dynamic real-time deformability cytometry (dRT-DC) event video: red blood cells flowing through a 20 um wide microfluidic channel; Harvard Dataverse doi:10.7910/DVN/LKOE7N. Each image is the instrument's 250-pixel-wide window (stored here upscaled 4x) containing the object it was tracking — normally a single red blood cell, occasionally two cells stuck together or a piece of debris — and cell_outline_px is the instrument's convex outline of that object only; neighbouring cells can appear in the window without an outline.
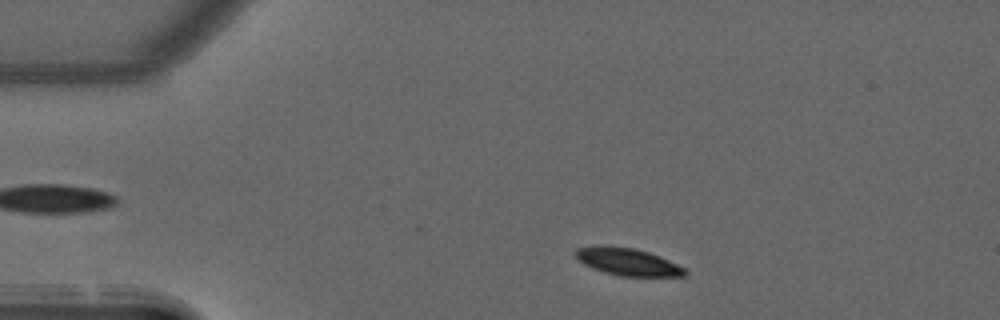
{"species": "common noctule bat (a hibernating species)", "species_latin": "Nyctalus noctula", "temperature_condition": "warm", "stored_images_in_passage": 47, "camera_frame_rate_fps": 3000, "um_per_image_px": 0.085, "animal": {"sex": "male", "forearm_length_mm": 52.5}, "frame": {"image": 1, "passage_image": 5, "time_ms": 1.333, "image_size_px": [1000, 320], "cell_outline_px": [[688, 272], [684, 276], [620, 276], [604, 272], [592, 268], [584, 264], [572, 252], [576, 248], [600, 244], [608, 244], [636, 248], [648, 252], [668, 260], [684, 268]], "centroid_in_image_um": [53.29, 22.22], "position_along_channel_um": 31.7, "area_um2": 17.63}}
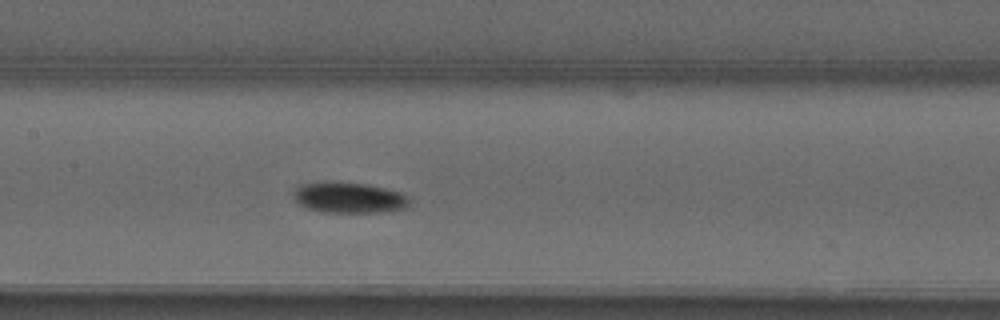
{"frame": {"image": 2, "passage_image": 20, "time_ms": 6.333, "image_size_px": [1000, 320], "cell_outline_px": [[412, 200], [408, 208], [384, 212], [324, 212], [308, 208], [300, 204], [292, 196], [292, 192], [300, 184], [364, 184], [404, 192]], "centroid_in_image_um": [29.77, 16.84], "position_along_channel_um": 177.6, "area_um2": 20.35}}
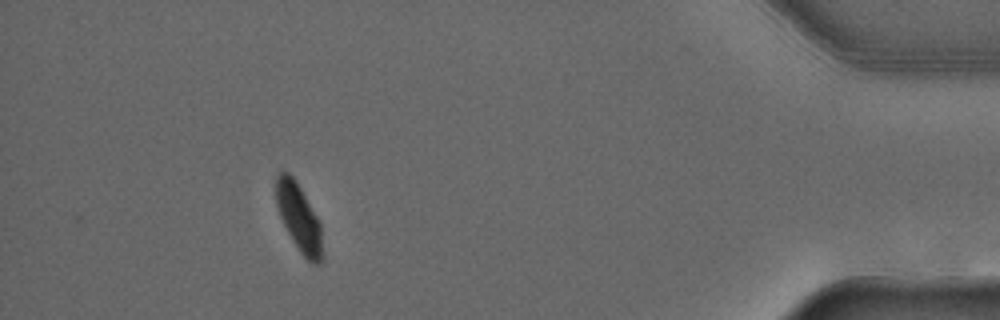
{"frame": {"image": 3, "passage_image": 42, "time_ms": 13.667, "image_size_px": [1000, 320], "cell_outline_px": [[320, 264], [312, 264], [300, 252], [292, 240], [280, 216], [276, 204], [276, 176], [280, 172], [288, 172], [296, 180], [316, 216], [320, 224]], "centroid_in_image_um": [25.36, 18.45], "position_along_channel_um": 409.8, "area_um2": 17.57}, "authors_computed_cell_mechanics": {"area_um2": 19.5364, "velocity_mm_per_s": 3.9573, "shape_relaxation_time_tau1_ms": 7.1604, "shape_relaxation_time_tau2_ms": 4.2802, "deformation_change_tau1": 0.1706, "deformation_change_tau2": 0.0508}}